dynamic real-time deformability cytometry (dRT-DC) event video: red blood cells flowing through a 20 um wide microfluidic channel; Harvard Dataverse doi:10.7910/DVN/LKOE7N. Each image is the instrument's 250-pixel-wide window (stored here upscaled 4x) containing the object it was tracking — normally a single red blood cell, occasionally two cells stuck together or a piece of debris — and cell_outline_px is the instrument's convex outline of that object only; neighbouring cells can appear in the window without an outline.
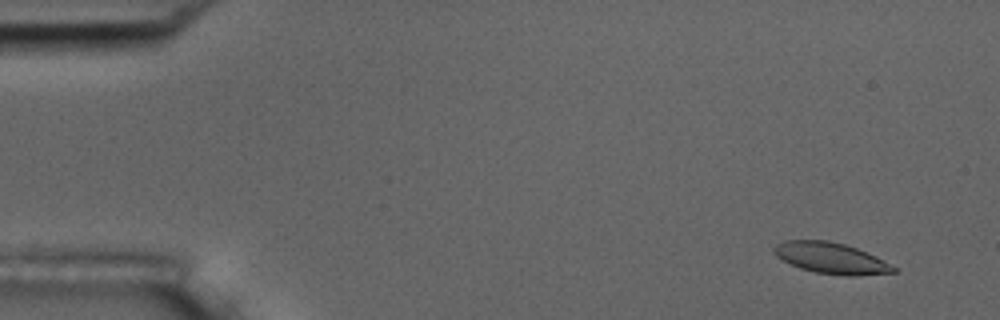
{"species": "common noctule bat (a hibernating species)", "species_latin": "Nyctalus noctula", "temperature_condition": "room temperature", "stored_images_in_passage": 9, "camera_frame_rate_fps": 3000, "um_per_image_px": 0.085, "animal": {"sex": "male", "body_mass_g": 17.5, "forearm_length_mm": 52.3}, "frame": {"image": 1, "passage_image": 1, "time_ms": 0.0, "image_size_px": [1000, 320], "cell_outline_px": [[896, 272], [856, 276], [844, 276], [816, 272], [800, 268], [776, 256], [772, 252], [772, 248], [776, 244], [784, 240], [828, 240], [844, 244], [856, 248], [876, 256], [896, 268]], "centroid_in_image_um": [70.61, 21.93], "position_along_channel_um": 14.4, "area_um2": 21.56}}
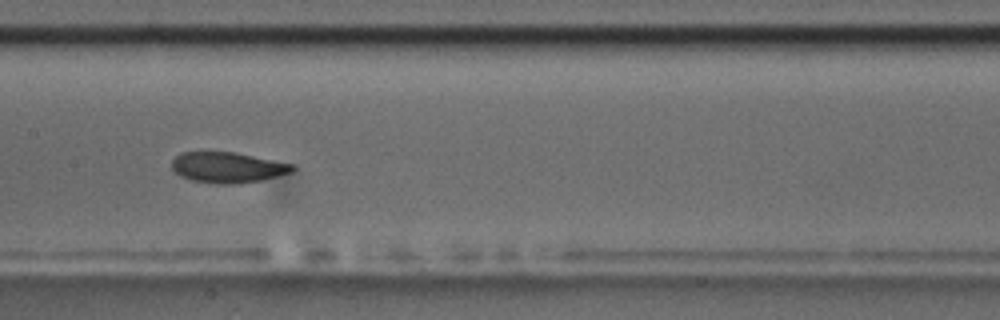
{"frame": {"image": 2, "passage_image": 8, "time_ms": 8.0, "image_size_px": [1000, 320], "cell_outline_px": [[296, 168], [292, 172], [260, 180], [240, 184], [216, 184], [192, 180], [180, 176], [172, 168], [172, 160], [180, 152], [236, 152], [292, 164]], "centroid_in_image_um": [19.33, 14.23], "position_along_channel_um": 188.1, "area_um2": 21.5}}
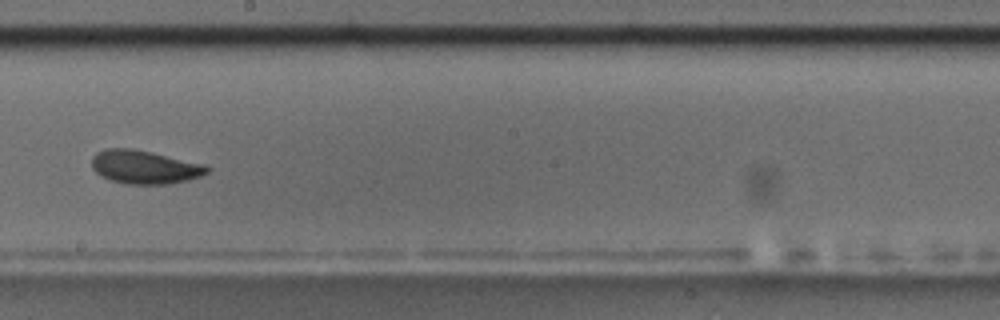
{"frame": {"image": 3, "passage_image": 9, "time_ms": 9.333, "image_size_px": [1000, 320], "cell_outline_px": [[208, 172], [200, 176], [188, 180], [168, 184], [128, 184], [112, 180], [100, 176], [92, 168], [92, 156], [96, 152], [104, 148], [132, 148], [152, 152], [204, 164], [208, 168]], "centroid_in_image_um": [12.25, 14.19], "position_along_channel_um": 235.9, "area_um2": 22.48}}